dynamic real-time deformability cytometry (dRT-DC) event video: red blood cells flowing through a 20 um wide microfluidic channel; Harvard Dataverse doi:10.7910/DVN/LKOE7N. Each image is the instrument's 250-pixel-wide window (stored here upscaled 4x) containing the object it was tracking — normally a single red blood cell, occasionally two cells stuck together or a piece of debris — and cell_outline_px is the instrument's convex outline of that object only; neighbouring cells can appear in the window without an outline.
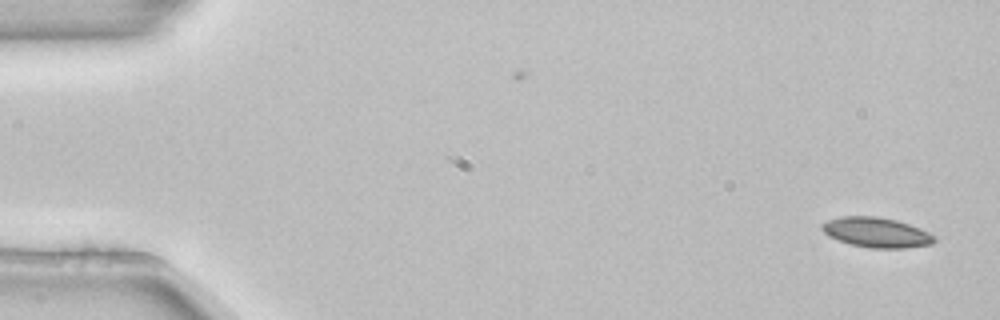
{"species": "common noctule bat (a hibernating species)", "species_latin": "Nyctalus noctula", "temperature_condition": "room temperature", "stored_images_in_passage": 2, "camera_frame_rate_fps": 3000, "um_per_image_px": 0.085, "animal": {"sex": "female", "body_mass_g": 22.7, "forearm_length_mm": 54.2}, "frame": {"image": 1, "passage_image": 2, "time_ms": 0.333, "image_size_px": [1000, 320], "cell_outline_px": [[936, 240], [932, 244], [904, 248], [868, 248], [852, 244], [828, 236], [820, 228], [820, 224], [828, 220], [840, 216], [876, 216], [896, 220], [920, 228], [936, 236]], "centroid_in_image_um": [74.49, 19.75], "position_along_channel_um": 10.5, "area_um2": 19.65}}